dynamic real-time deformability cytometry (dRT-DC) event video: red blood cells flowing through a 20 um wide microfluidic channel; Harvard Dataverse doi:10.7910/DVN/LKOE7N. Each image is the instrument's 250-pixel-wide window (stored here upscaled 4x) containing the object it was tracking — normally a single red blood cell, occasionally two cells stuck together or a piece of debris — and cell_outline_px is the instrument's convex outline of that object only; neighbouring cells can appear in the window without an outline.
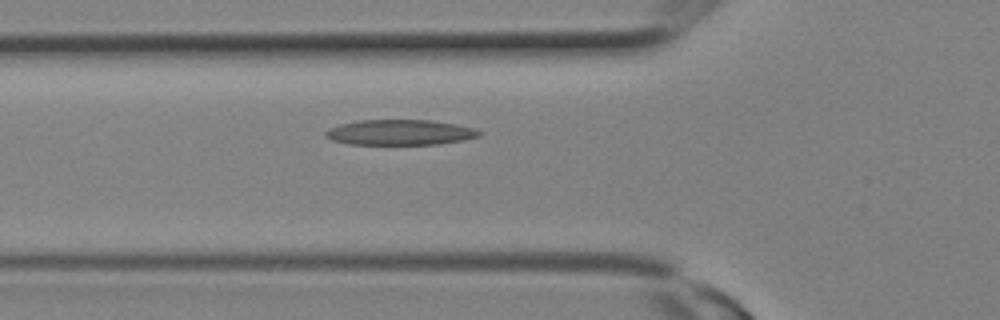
{"species": "Egyptian fruit bat (a non-hibernating species)", "species_latin": "Rousettus aegyptiacus", "temperature_condition": "room temperature", "stored_images_in_passage": 2, "camera_frame_rate_fps": 3000, "um_per_image_px": 0.085, "animal": {"sex": "female"}, "frame": {"image": 1, "passage_image": 2, "time_ms": 0.333, "image_size_px": [1000, 320], "cell_outline_px": [[484, 132], [480, 136], [464, 140], [440, 144], [348, 144], [332, 140], [324, 136], [324, 132], [328, 128], [340, 124], [356, 120], [432, 120], [456, 124], [476, 128]], "centroid_in_image_um": [34.02, 11.25], "position_along_channel_um": 91.8, "area_um2": 23.0}}